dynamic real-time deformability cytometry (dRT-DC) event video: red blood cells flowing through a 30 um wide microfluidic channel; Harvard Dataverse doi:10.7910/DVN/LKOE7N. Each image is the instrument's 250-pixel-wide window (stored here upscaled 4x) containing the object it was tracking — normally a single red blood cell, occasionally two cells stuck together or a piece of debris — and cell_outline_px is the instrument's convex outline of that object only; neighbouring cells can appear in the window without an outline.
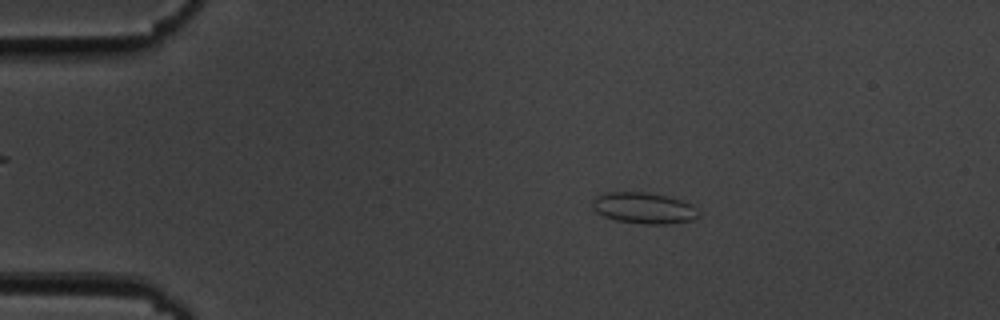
{"species": "common noctule bat (a hibernating species)", "species_latin": "Nyctalus noctula", "temperature_condition": "cold", "stored_images_in_passage": 49, "camera_frame_rate_fps": 3000, "um_per_image_px": 0.085, "animal": {"sex": "male", "body_mass_g": 19.5, "forearm_length_mm": 54.6}, "frame": {"image": 1, "passage_image": 4, "time_ms": 1.0, "image_size_px": [1000, 320], "cell_outline_px": [[700, 216], [692, 220], [668, 224], [644, 224], [616, 220], [604, 216], [596, 212], [592, 208], [592, 200], [596, 196], [604, 192], [648, 192], [668, 196], [692, 204], [700, 212]], "centroid_in_image_um": [54.73, 17.68], "position_along_channel_um": 30.3, "area_um2": 19.48}}
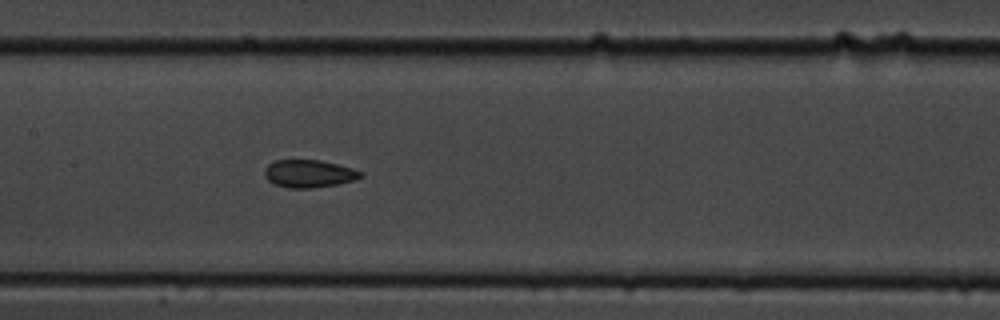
{"frame": {"image": 2, "passage_image": 21, "time_ms": 6.667, "image_size_px": [1000, 320], "cell_outline_px": [[364, 176], [356, 180], [336, 184], [312, 188], [288, 188], [272, 184], [264, 176], [264, 168], [268, 164], [276, 160], [320, 160], [352, 168], [364, 172]], "centroid_in_image_um": [26.25, 14.76], "position_along_channel_um": 181.1, "area_um2": 15.66}}
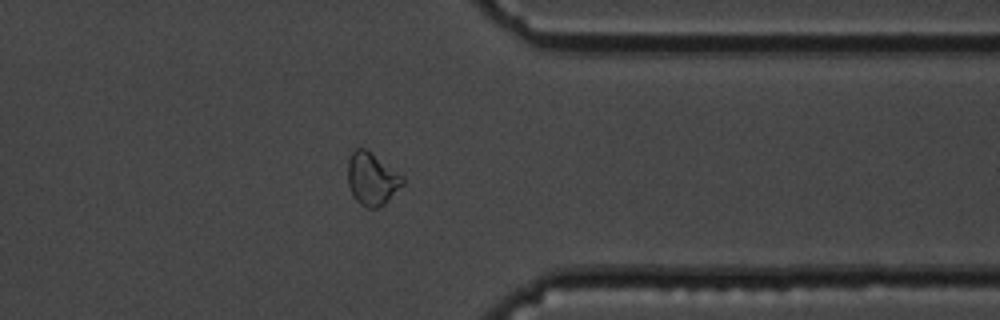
{"frame": {"image": 3, "passage_image": 38, "time_ms": 12.333, "image_size_px": [1000, 320], "cell_outline_px": [[404, 184], [384, 204], [376, 208], [364, 208], [352, 196], [348, 184], [348, 160], [352, 152], [356, 148], [364, 148], [404, 176]], "centroid_in_image_um": [31.61, 15.23], "position_along_channel_um": 379.8, "area_um2": 16.76}, "authors_computed_cell_mechanics": {"area_um2": 16.2418, "velocity_mm_per_s": 3.6198, "shape_relaxation_time_tau1_ms": 4.0632, "shape_relaxation_time_tau2_ms": 2.1959, "deformation_change_tau1": 0.0925, "deformation_change_tau2": 0.0575}}